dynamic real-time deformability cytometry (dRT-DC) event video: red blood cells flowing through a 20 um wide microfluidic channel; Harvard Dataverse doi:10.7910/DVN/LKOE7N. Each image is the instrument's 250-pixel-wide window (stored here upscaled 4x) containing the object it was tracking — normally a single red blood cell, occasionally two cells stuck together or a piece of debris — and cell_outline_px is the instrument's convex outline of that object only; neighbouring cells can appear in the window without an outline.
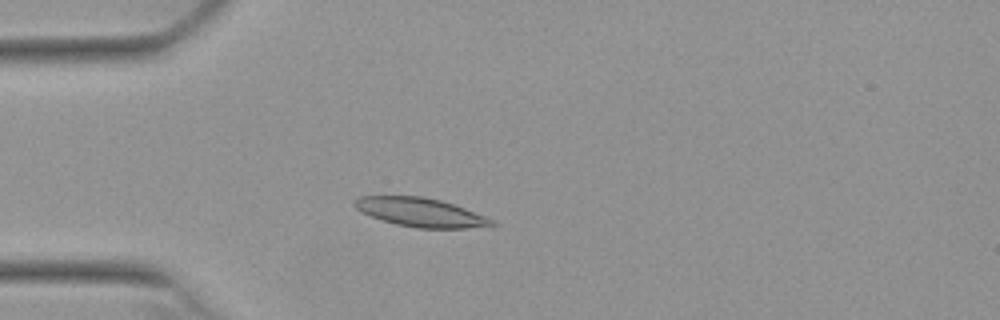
{"species": "Egyptian fruit bat (a non-hibernating species)", "species_latin": "Rousettus aegyptiacus", "temperature_condition": "warm", "stored_images_in_passage": 43, "camera_frame_rate_fps": 3000, "um_per_image_px": 0.085, "animal": {"sex": "female"}, "frame": {"image": 1, "passage_image": 14, "time_ms": 4.333, "image_size_px": [1000, 320], "cell_outline_px": [[500, 224], [492, 228], [416, 228], [396, 224], [380, 220], [356, 208], [352, 204], [360, 196], [424, 196], [440, 200], [464, 208], [484, 216]], "centroid_in_image_um": [35.82, 18.07], "position_along_channel_um": 49.2, "area_um2": 23.12}}
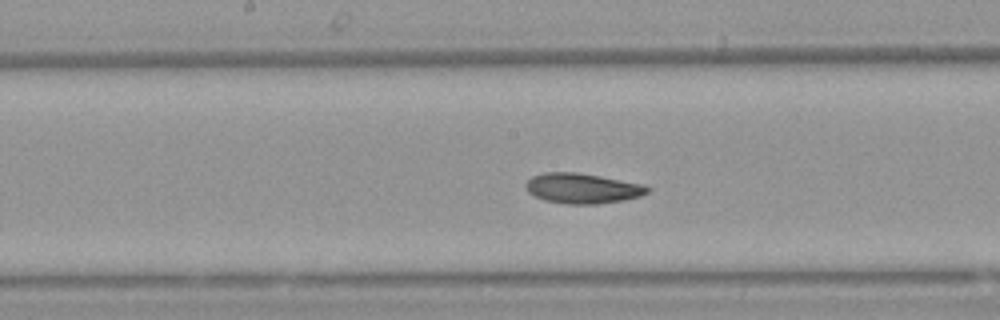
{"frame": {"image": 2, "passage_image": 27, "time_ms": 8.667, "image_size_px": [1000, 320], "cell_outline_px": [[652, 188], [648, 192], [640, 196], [624, 200], [596, 204], [564, 204], [544, 200], [528, 192], [524, 184], [532, 176], [544, 172], [576, 172], [600, 176], [640, 184]], "centroid_in_image_um": [49.47, 16.01], "position_along_channel_um": 198.7, "area_um2": 21.33}}
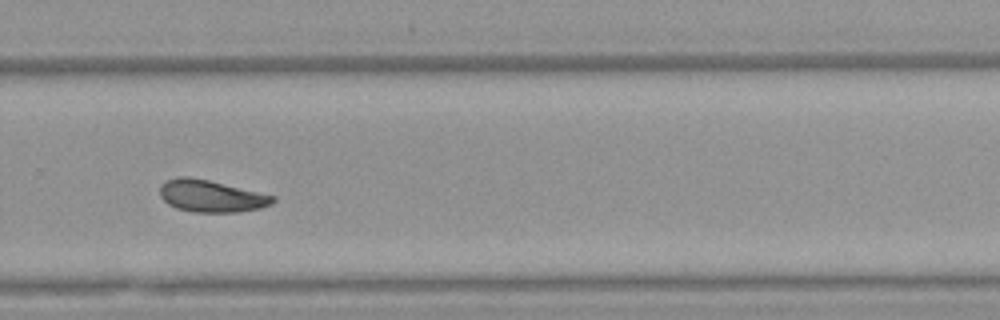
{"frame": {"image": 3, "passage_image": 36, "time_ms": 11.667, "image_size_px": [1000, 320], "cell_outline_px": [[276, 200], [272, 204], [260, 208], [240, 212], [192, 212], [176, 208], [168, 204], [160, 196], [160, 184], [168, 180], [180, 176], [188, 176], [208, 180], [276, 196]], "centroid_in_image_um": [17.95, 16.67], "position_along_channel_um": 311.8, "area_um2": 21.1}, "authors_computed_cell_mechanics": {"area_um2": 22.0218, "velocity_mm_per_s": 3.7821, "shape_relaxation_time_tau1_ms": 9.1983, "shape_relaxation_time_tau2_ms": 7.0337, "deformation_change_tau1": 0.1762, "deformation_change_tau2": 0.0886}}